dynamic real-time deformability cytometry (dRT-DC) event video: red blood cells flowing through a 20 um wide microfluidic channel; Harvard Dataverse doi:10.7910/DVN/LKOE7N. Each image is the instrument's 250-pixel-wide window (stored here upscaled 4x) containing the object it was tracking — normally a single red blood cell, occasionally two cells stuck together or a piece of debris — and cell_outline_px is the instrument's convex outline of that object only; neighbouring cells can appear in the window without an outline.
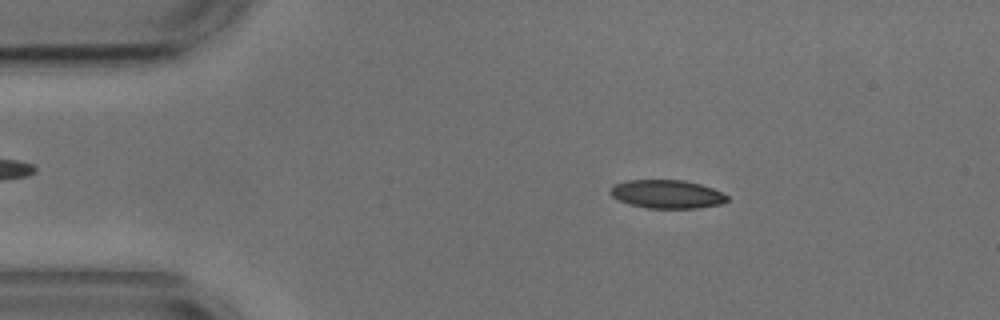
{"species": "common noctule bat (a hibernating species)", "species_latin": "Nyctalus noctula", "temperature_condition": "cold", "stored_images_in_passage": 35, "camera_frame_rate_fps": 3000, "um_per_image_px": 0.085, "animal": {"sex": "male", "body_mass_g": 17.9, "forearm_length_mm": 54.2}, "frame": {"image": 1, "passage_image": 8, "time_ms": 2.333, "image_size_px": [1000, 320], "cell_outline_px": [[728, 200], [720, 204], [696, 208], [648, 208], [632, 204], [620, 200], [612, 196], [608, 192], [612, 184], [628, 180], [684, 180], [700, 184], [712, 188], [728, 196]], "centroid_in_image_um": [56.66, 16.49], "position_along_channel_um": 28.3, "area_um2": 19.25}}
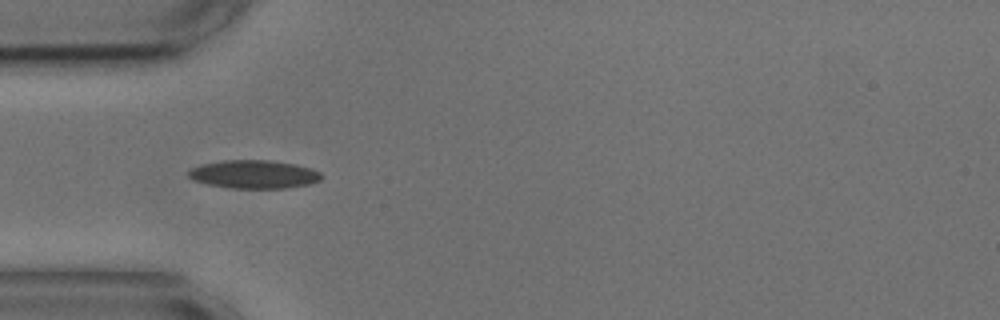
{"frame": {"image": 2, "passage_image": 15, "time_ms": 4.667, "image_size_px": [1000, 320], "cell_outline_px": [[324, 176], [320, 180], [308, 184], [284, 188], [232, 188], [208, 184], [192, 180], [188, 176], [188, 172], [192, 168], [200, 164], [224, 160], [272, 160], [296, 164], [312, 168], [320, 172]], "centroid_in_image_um": [21.6, 14.8], "position_along_channel_um": 63.4, "area_um2": 22.02}}